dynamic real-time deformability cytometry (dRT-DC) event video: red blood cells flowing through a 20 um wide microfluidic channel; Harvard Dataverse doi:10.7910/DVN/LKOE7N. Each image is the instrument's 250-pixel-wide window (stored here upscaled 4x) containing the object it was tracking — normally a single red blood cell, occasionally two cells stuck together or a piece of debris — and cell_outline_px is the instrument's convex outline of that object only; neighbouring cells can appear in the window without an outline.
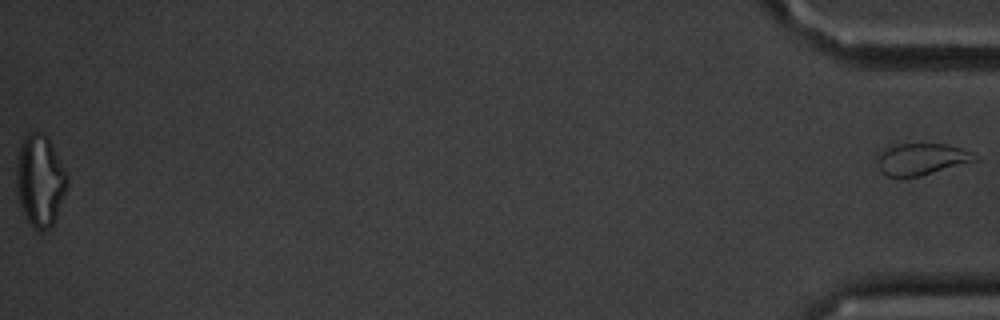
{"species": "common noctule bat (a hibernating species)", "species_latin": "Nyctalus noctula", "temperature_condition": "cold", "stored_images_in_passage": 60, "segment_of_instrument_passage": [2, 2], "camera_frame_rate_fps": 3000, "um_per_image_px": 0.085, "animal": {"sex": "male", "body_mass_g": 20.1, "forearm_length_mm": 53.5}, "frame": {"image": 1, "passage_image": 60, "time_ms": 19.667, "image_size_px": [1000, 320], "cell_outline_px": [[980, 160], [920, 176], [888, 176], [880, 168], [880, 156], [888, 148], [896, 144], [948, 144], [972, 152], [980, 156]], "centroid_in_image_um": [78.48, 13.52], "position_along_channel_um": 356.7, "area_um2": 17.57}}